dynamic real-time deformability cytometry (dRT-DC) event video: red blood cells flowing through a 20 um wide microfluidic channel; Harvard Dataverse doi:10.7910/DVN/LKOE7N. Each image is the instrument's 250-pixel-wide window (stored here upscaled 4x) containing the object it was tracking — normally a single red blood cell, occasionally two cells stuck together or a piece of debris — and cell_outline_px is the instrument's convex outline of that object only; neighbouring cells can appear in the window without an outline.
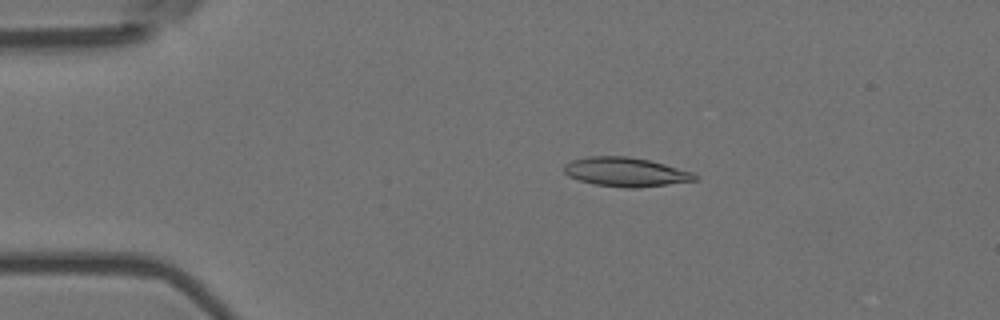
{"species": "Egyptian fruit bat (a non-hibernating species)", "species_latin": "Rousettus aegyptiacus", "temperature_condition": "room temperature", "stored_images_in_passage": 8, "camera_frame_rate_fps": 3000, "um_per_image_px": 0.085, "animal": {"sex": "female"}, "frame": {"image": 1, "passage_image": 3, "time_ms": 0.667, "image_size_px": [1000, 320], "cell_outline_px": [[696, 180], [636, 188], [624, 188], [592, 184], [568, 176], [564, 172], [564, 164], [572, 160], [588, 156], [628, 156], [648, 160], [664, 164], [692, 172], [696, 176]], "centroid_in_image_um": [53.12, 14.61], "position_along_channel_um": 31.9, "area_um2": 22.02}}
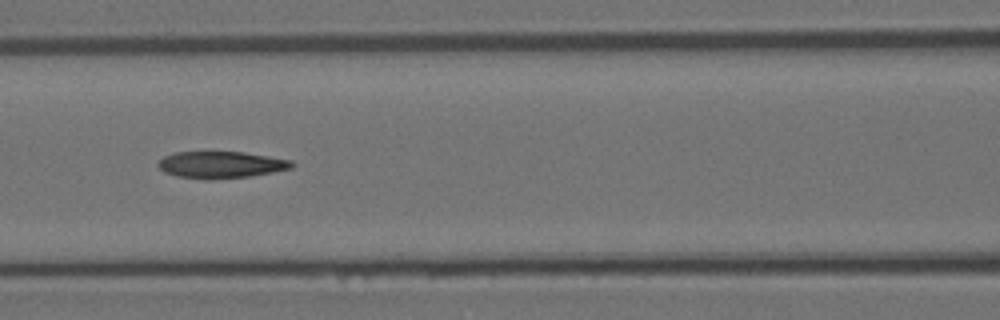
{"frame": {"image": 2, "passage_image": 6, "time_ms": 1.667, "image_size_px": [1000, 320], "cell_outline_px": [[296, 164], [292, 168], [252, 176], [208, 180], [176, 176], [164, 172], [156, 164], [164, 156], [176, 152], [244, 152], [292, 160]], "centroid_in_image_um": [18.79, 14.01], "position_along_channel_um": 147.8, "area_um2": 20.98}}
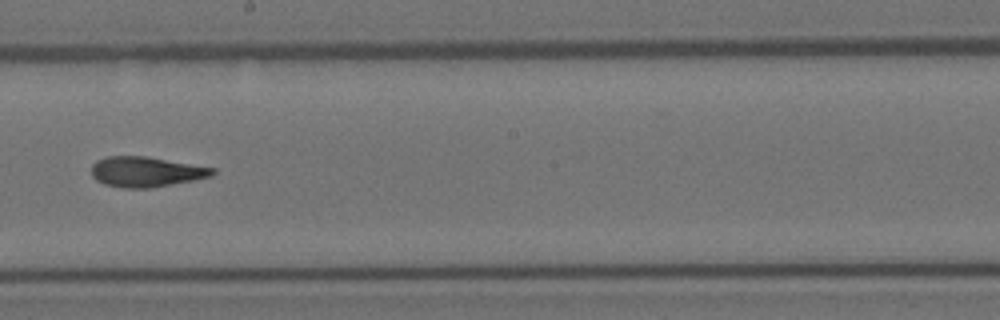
{"frame": {"image": 3, "passage_image": 8, "time_ms": 2.333, "image_size_px": [1000, 320], "cell_outline_px": [[216, 172], [212, 176], [152, 188], [124, 188], [104, 184], [96, 180], [92, 176], [92, 164], [96, 160], [108, 156], [144, 156], [216, 168]], "centroid_in_image_um": [12.4, 14.6], "position_along_channel_um": 235.8, "area_um2": 21.27}}